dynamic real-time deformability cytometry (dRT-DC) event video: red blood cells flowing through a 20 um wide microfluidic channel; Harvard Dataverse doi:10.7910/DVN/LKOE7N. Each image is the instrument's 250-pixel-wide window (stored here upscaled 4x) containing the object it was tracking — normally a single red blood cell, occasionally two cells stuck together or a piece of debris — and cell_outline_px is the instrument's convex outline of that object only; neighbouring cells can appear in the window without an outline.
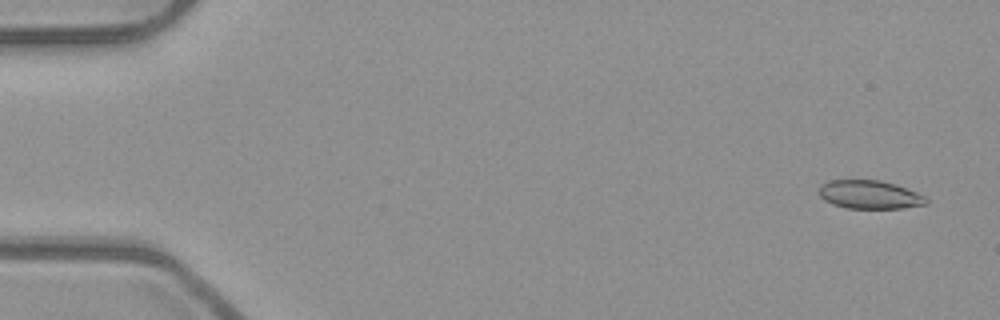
{"species": "common noctule bat (a hibernating species)", "species_latin": "Nyctalus noctula", "temperature_condition": "room temperature", "stored_images_in_passage": 53, "camera_frame_rate_fps": 3000, "um_per_image_px": 0.085, "animal": {"sex": "male", "body_mass_g": 23.1, "forearm_length_mm": 52.7}, "frame": {"image": 1, "passage_image": 3, "time_ms": 0.667, "image_size_px": [1000, 320], "cell_outline_px": [[928, 204], [900, 208], [848, 208], [832, 204], [824, 200], [816, 192], [820, 184], [828, 180], [880, 180], [896, 184], [916, 192], [924, 196], [928, 200]], "centroid_in_image_um": [73.87, 16.53], "position_along_channel_um": 11.1, "area_um2": 17.92}}
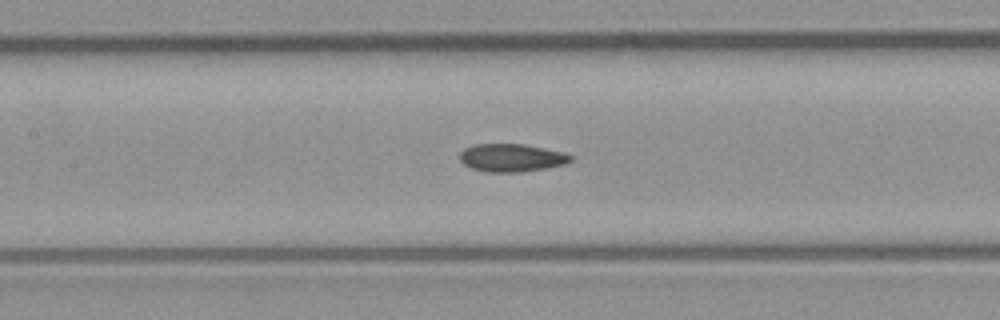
{"frame": {"image": 2, "passage_image": 25, "time_ms": 8.0, "image_size_px": [1000, 320], "cell_outline_px": [[572, 160], [568, 164], [520, 172], [484, 172], [472, 168], [464, 164], [460, 160], [460, 152], [464, 148], [476, 144], [524, 144], [564, 152], [572, 156]], "centroid_in_image_um": [43.49, 13.41], "position_along_channel_um": 163.9, "area_um2": 18.09}}
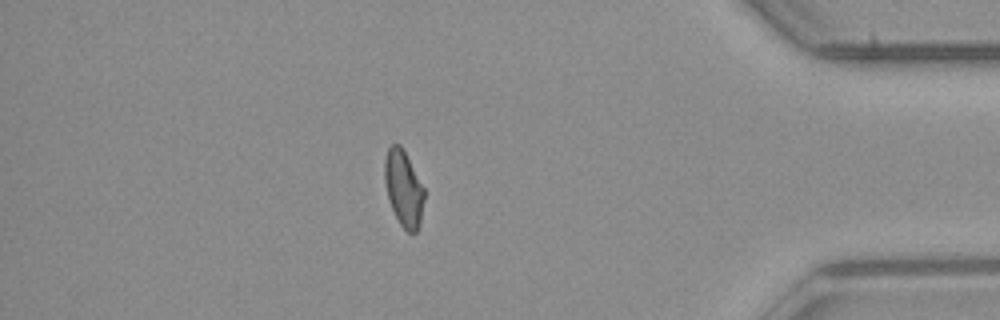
{"frame": {"image": 3, "passage_image": 46, "time_ms": 15.0, "image_size_px": [1000, 320], "cell_outline_px": [[424, 200], [420, 224], [416, 232], [408, 232], [400, 224], [392, 208], [388, 196], [384, 180], [384, 160], [388, 148], [392, 144], [400, 144], [424, 188]], "centroid_in_image_um": [34.3, 16.01], "position_along_channel_um": 400.9, "area_um2": 17.28}, "authors_computed_cell_mechanics": {"area_um2": 18.207, "velocity_mm_per_s": 3.9537, "shape_relaxation_time_tau1_ms": null, "shape_relaxation_time_tau2_ms": 3.8015, "deformation_change_tau1": null, "deformation_change_tau2": 0.0799}}